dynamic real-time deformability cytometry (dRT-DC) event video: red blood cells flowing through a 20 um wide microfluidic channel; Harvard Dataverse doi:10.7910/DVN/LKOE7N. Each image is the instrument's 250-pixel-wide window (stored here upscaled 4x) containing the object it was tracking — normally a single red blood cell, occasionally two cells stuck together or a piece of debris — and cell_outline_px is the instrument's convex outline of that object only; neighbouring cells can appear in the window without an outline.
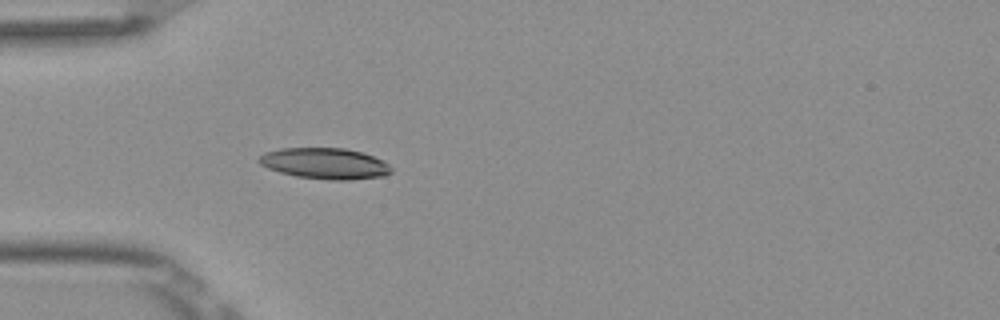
{"species": "Egyptian fruit bat (a non-hibernating species)", "species_latin": "Rousettus aegyptiacus", "temperature_condition": "room temperature", "stored_images_in_passage": 38, "camera_frame_rate_fps": 3000, "um_per_image_px": 0.085, "frame": {"image": 1, "passage_image": 1, "time_ms": 0.0, "image_size_px": [1000, 320], "cell_outline_px": [[392, 172], [384, 176], [348, 180], [332, 180], [296, 176], [280, 172], [268, 168], [260, 164], [256, 160], [264, 152], [280, 148], [344, 148], [364, 152], [384, 160], [392, 168]], "centroid_in_image_um": [27.64, 13.89], "position_along_channel_um": 57.4, "area_um2": 24.1}}
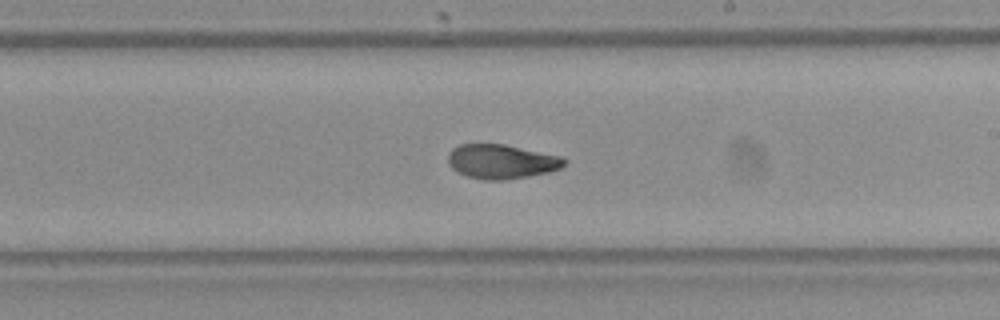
{"frame": {"image": 2, "passage_image": 16, "time_ms": 5.0, "image_size_px": [1000, 320], "cell_outline_px": [[568, 160], [560, 168], [548, 172], [528, 176], [504, 180], [484, 180], [468, 176], [456, 172], [448, 164], [448, 152], [452, 148], [460, 144], [504, 144], [564, 156]], "centroid_in_image_um": [42.63, 13.72], "position_along_channel_um": 246.4, "area_um2": 23.47}}
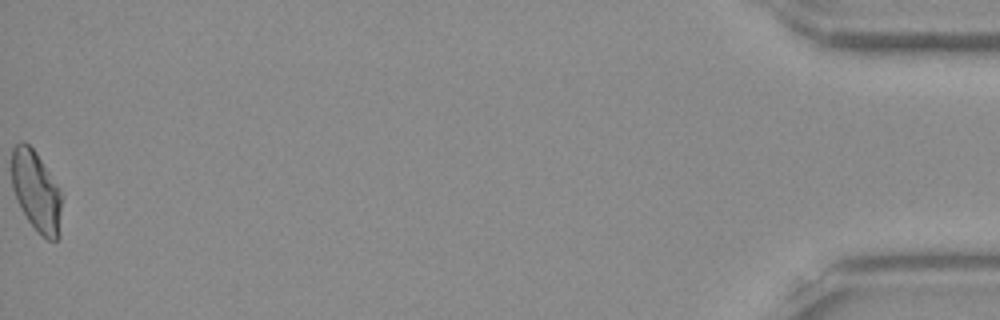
{"frame": {"image": 3, "passage_image": 38, "time_ms": 12.333, "image_size_px": [1000, 320], "cell_outline_px": [[64, 196], [60, 236], [56, 240], [48, 240], [28, 220], [12, 188], [12, 148], [16, 144], [24, 140], [36, 152], [60, 188]], "centroid_in_image_um": [3.14, 16.25], "position_along_channel_um": 432.1, "area_um2": 23.7}, "authors_computed_cell_mechanics": {"area_um2": 23.7847, "velocity_mm_per_s": 3.8847, "shape_relaxation_time_tau1_ms": null, "shape_relaxation_time_tau2_ms": 2.233, "deformation_change_tau1": null, "deformation_change_tau2": 0.0774}}